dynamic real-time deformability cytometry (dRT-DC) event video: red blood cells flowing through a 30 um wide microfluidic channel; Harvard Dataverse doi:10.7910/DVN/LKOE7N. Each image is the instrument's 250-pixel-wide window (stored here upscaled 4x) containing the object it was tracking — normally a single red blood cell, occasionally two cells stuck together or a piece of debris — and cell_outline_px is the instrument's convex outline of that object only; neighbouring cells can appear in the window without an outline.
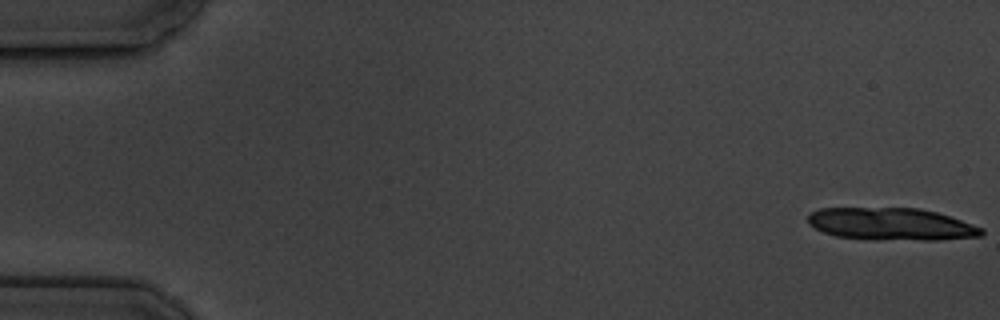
{"species": "common noctule bat (a hibernating species)", "species_latin": "Nyctalus noctula", "temperature_condition": "cold", "stored_images_in_passage": 7, "camera_frame_rate_fps": 3000, "um_per_image_px": 0.085, "animal": {"sex": "male", "body_mass_g": 19.5, "forearm_length_mm": 54.6}, "frame": {"image": 1, "passage_image": 1, "time_ms": 0.0, "image_size_px": [1000, 320], "cell_outline_px": [[984, 232], [980, 236], [936, 240], [924, 240], [836, 236], [824, 232], [808, 224], [808, 212], [820, 208], [920, 208], [936, 212], [984, 228]], "centroid_in_image_um": [75.75, 19.02], "position_along_channel_um": 9.3, "area_um2": 32.14}}
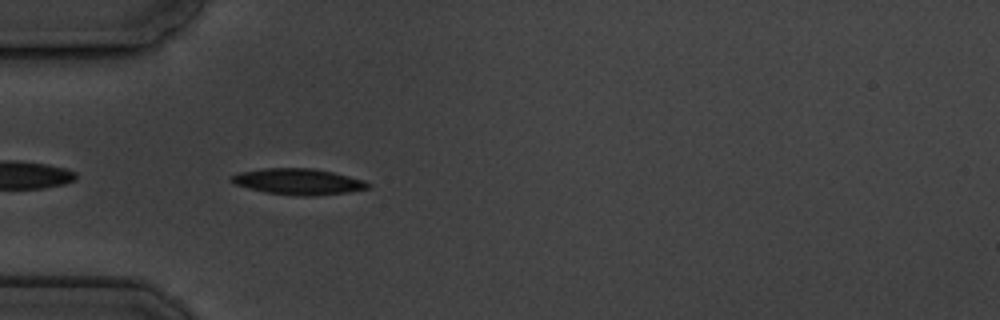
{"frame": {"image": 2, "passage_image": 5, "time_ms": 5.667, "image_size_px": [1000, 320], "cell_outline_px": [[372, 188], [348, 192], [312, 196], [300, 196], [264, 192], [236, 184], [228, 180], [232, 176], [240, 172], [264, 168], [312, 168], [332, 172], [364, 180], [372, 184]], "centroid_in_image_um": [25.39, 15.44], "position_along_channel_um": 59.6, "area_um2": 20.69}}
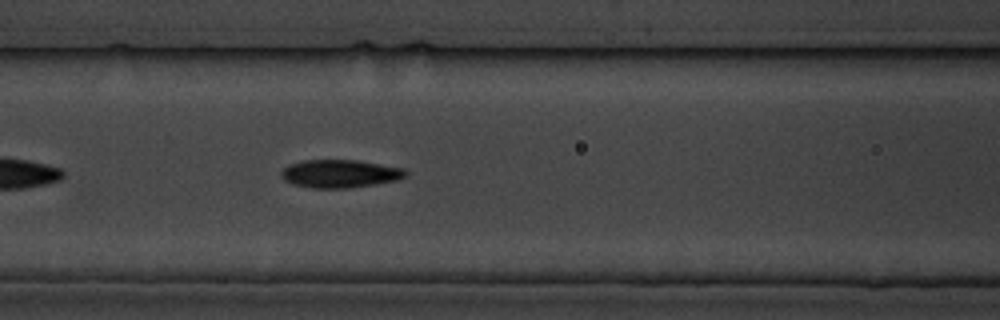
{"frame": {"image": 3, "passage_image": 7, "time_ms": 8.0, "image_size_px": [1000, 320], "cell_outline_px": [[408, 176], [396, 180], [376, 184], [348, 188], [312, 188], [292, 184], [284, 180], [280, 176], [280, 172], [284, 168], [292, 164], [304, 160], [356, 160], [404, 168], [408, 172]], "centroid_in_image_um": [28.91, 14.77], "position_along_channel_um": 137.7, "area_um2": 20.35}}